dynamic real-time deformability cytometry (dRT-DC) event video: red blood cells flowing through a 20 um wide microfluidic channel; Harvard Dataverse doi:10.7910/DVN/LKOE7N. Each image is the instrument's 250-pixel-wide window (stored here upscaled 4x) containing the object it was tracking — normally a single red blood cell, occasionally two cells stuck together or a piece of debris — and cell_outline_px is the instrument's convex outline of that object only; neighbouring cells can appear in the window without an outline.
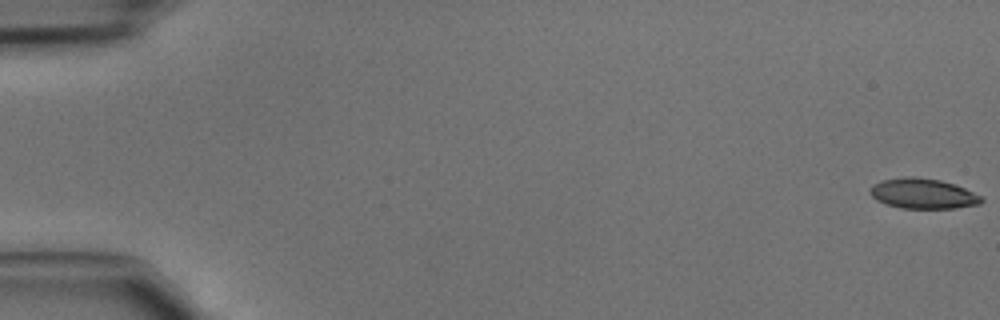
{"species": "common noctule bat (a hibernating species)", "species_latin": "Nyctalus noctula", "temperature_condition": "cold", "stored_images_in_passage": 47, "camera_frame_rate_fps": 3000, "um_per_image_px": 0.085, "animal": {"sex": "male", "body_mass_g": 15.6}, "frame": {"image": 1, "passage_image": 1, "time_ms": 0.0, "image_size_px": [1000, 320], "cell_outline_px": [[984, 200], [980, 204], [956, 208], [900, 208], [876, 200], [868, 192], [868, 188], [872, 184], [880, 180], [904, 176], [912, 176], [940, 180], [964, 188], [980, 196]], "centroid_in_image_um": [78.39, 16.45], "position_along_channel_um": 6.6, "area_um2": 19.65}}
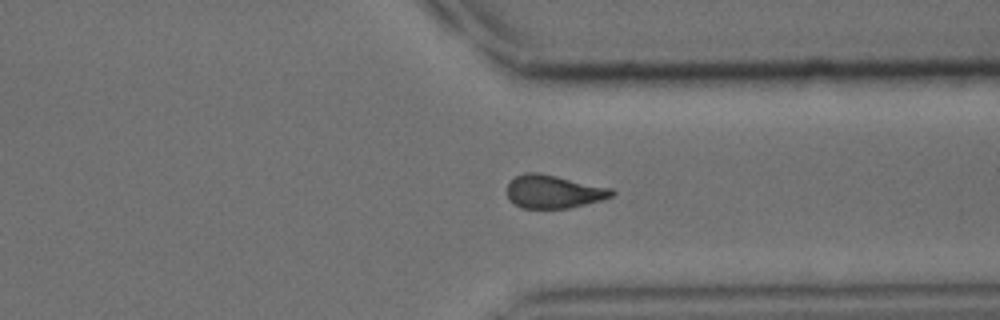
{"frame": {"image": 2, "passage_image": 36, "time_ms": 11.667, "image_size_px": [1000, 320], "cell_outline_px": [[616, 192], [612, 196], [600, 200], [568, 208], [520, 208], [512, 204], [508, 200], [508, 184], [516, 176], [524, 172], [540, 172], [612, 188]], "centroid_in_image_um": [47.03, 16.28], "position_along_channel_um": 364.4, "area_um2": 20.35}}
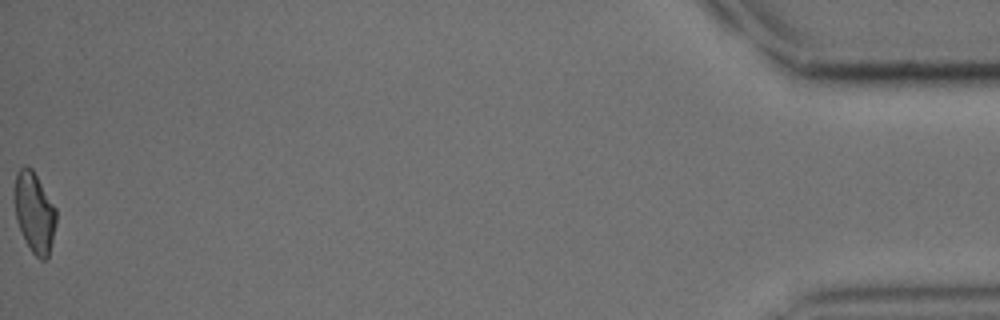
{"frame": {"image": 3, "passage_image": 47, "time_ms": 15.333, "image_size_px": [1000, 320], "cell_outline_px": [[56, 224], [48, 256], [44, 260], [40, 260], [32, 252], [16, 220], [16, 172], [24, 164], [28, 164], [32, 168], [56, 208]], "centroid_in_image_um": [2.95, 18.03], "position_along_channel_um": 432.2, "area_um2": 19.07}}